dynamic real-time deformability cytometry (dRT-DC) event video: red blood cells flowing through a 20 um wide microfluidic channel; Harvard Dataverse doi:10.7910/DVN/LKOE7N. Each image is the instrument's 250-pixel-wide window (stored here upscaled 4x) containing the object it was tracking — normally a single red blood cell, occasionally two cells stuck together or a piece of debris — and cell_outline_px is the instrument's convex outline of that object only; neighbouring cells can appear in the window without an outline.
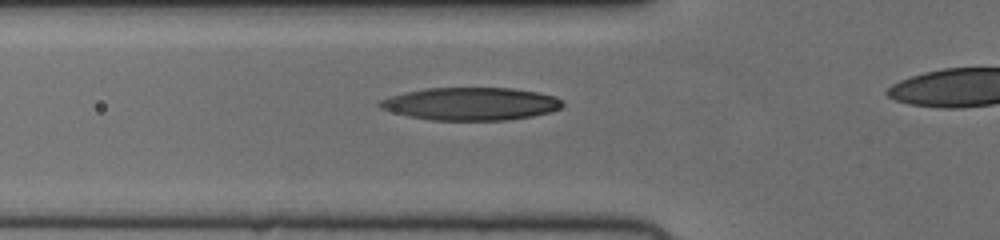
{"species": "human", "species_latin": "Homo sapiens", "temperature_condition": "cold", "stored_images_in_passage": 26, "camera_frame_rate_fps": 3000, "um_per_image_px": 0.085, "donor": {"sex": "female"}, "frame": {"image": 1, "passage_image": 2, "time_ms": 0.333, "image_size_px": [1000, 240], "cell_outline_px": [[564, 104], [560, 108], [548, 112], [532, 116], [504, 120], [432, 120], [412, 116], [380, 108], [376, 104], [380, 100], [392, 96], [408, 92], [428, 88], [512, 88], [536, 92], [556, 96]], "centroid_in_image_um": [40.05, 8.82], "position_along_channel_um": 85.8, "area_um2": 34.39}}
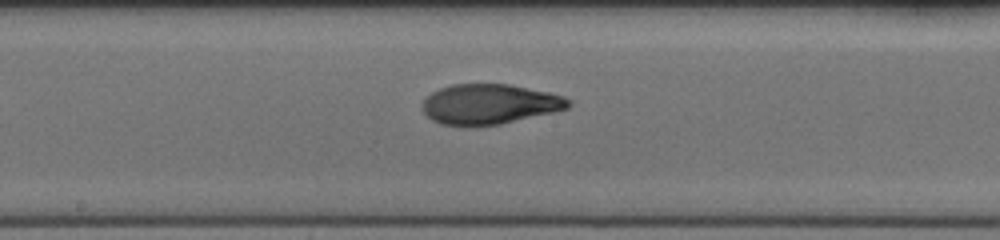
{"frame": {"image": 2, "passage_image": 11, "time_ms": 3.333, "image_size_px": [1000, 240], "cell_outline_px": [[572, 104], [568, 108], [552, 112], [500, 124], [440, 124], [432, 120], [424, 112], [424, 100], [432, 92], [440, 88], [452, 84], [508, 84], [548, 92], [564, 96], [572, 100]], "centroid_in_image_um": [41.65, 8.83], "position_along_channel_um": 206.6, "area_um2": 33.47}}
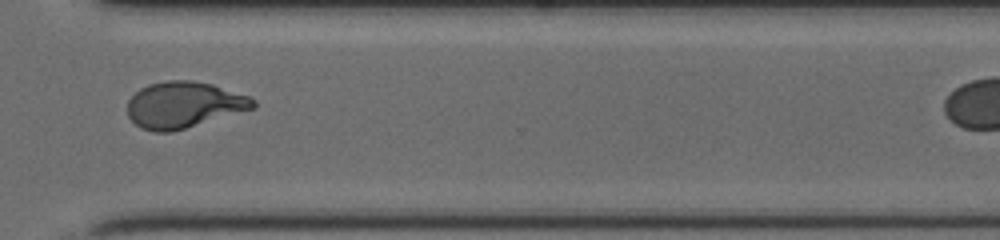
{"frame": {"image": 3, "passage_image": 22, "time_ms": 7.0, "image_size_px": [1000, 240], "cell_outline_px": [[256, 108], [172, 132], [152, 132], [140, 128], [128, 116], [128, 100], [140, 88], [148, 84], [168, 80], [192, 80], [212, 84], [252, 96], [256, 100]], "centroid_in_image_um": [15.66, 8.91], "position_along_channel_um": 354.9, "area_um2": 34.22}}